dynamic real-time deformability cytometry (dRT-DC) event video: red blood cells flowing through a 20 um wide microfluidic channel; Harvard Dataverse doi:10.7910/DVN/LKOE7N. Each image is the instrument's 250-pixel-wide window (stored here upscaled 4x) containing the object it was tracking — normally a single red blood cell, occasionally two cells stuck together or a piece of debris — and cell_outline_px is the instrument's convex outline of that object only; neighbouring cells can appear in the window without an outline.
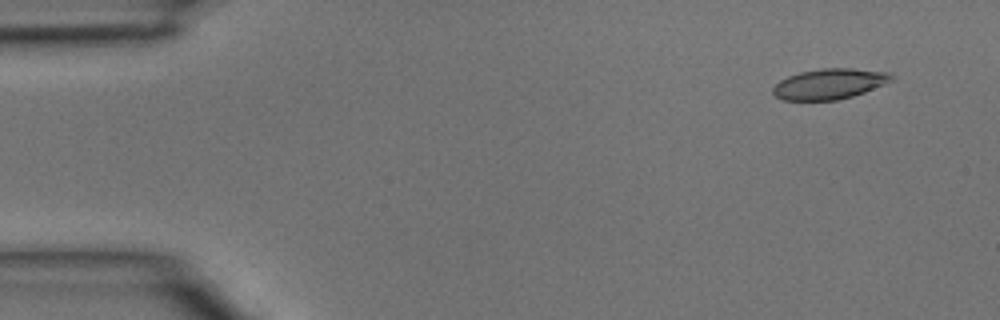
{"species": "common noctule bat (a hibernating species)", "species_latin": "Nyctalus noctula", "temperature_condition": "room temperature", "stored_images_in_passage": 3, "camera_frame_rate_fps": 3000, "um_per_image_px": 0.085, "animal": {"sex": "male", "body_mass_g": 15.6}, "frame": {"image": 1, "passage_image": 1, "time_ms": 0.0, "image_size_px": [1000, 320], "cell_outline_px": [[892, 80], [884, 84], [864, 92], [852, 96], [836, 100], [784, 100], [776, 96], [772, 92], [772, 88], [780, 80], [788, 76], [800, 72], [824, 68], [852, 68], [892, 72]], "centroid_in_image_um": [70.51, 7.12], "position_along_channel_um": 14.5, "area_um2": 20.98}}